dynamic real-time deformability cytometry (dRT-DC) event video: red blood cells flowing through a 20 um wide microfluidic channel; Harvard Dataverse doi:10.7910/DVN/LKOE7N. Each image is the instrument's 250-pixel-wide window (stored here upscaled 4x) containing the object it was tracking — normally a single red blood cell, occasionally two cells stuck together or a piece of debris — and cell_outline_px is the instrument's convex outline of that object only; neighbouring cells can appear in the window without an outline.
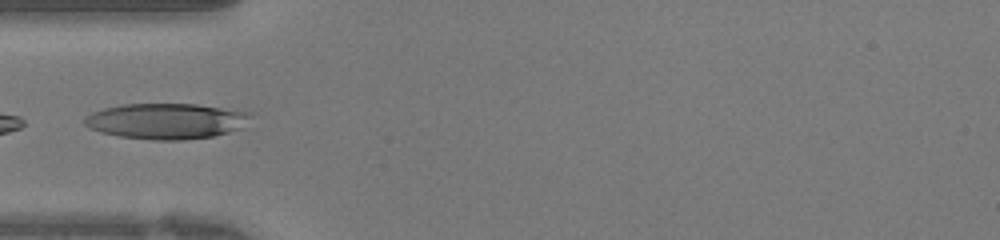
{"species": "human", "species_latin": "Homo sapiens", "temperature_condition": "warm", "stored_images_in_passage": 39, "segment_of_instrument_passage": [2, 2], "camera_frame_rate_fps": 3000, "um_per_image_px": 0.085, "donor": {"sex": "female"}, "frame": {"image": 1, "passage_image": 12, "time_ms": 3.667, "image_size_px": [1000, 240], "cell_outline_px": [[252, 116], [244, 128], [212, 136], [184, 140], [152, 140], [120, 136], [100, 132], [88, 128], [84, 124], [84, 116], [92, 112], [104, 108], [120, 104], [196, 104], [248, 112]], "centroid_in_image_um": [14.11, 10.29], "position_along_channel_um": 70.9, "area_um2": 34.68}}
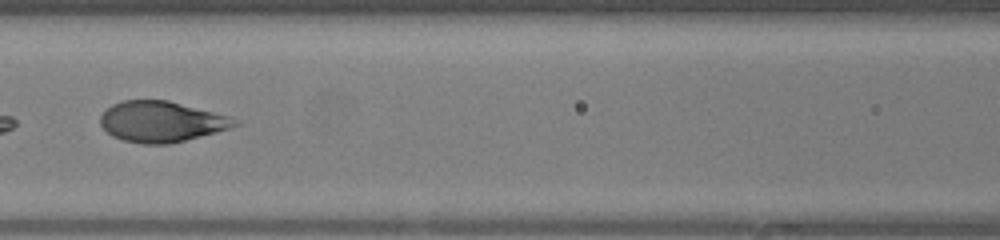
{"frame": {"image": 2, "passage_image": 17, "time_ms": 5.333, "image_size_px": [1000, 240], "cell_outline_px": [[240, 124], [216, 132], [168, 144], [140, 144], [124, 140], [112, 136], [100, 124], [100, 116], [112, 104], [124, 100], [168, 100], [228, 116], [240, 120]], "centroid_in_image_um": [13.71, 10.34], "position_along_channel_um": 152.9, "area_um2": 31.62}}
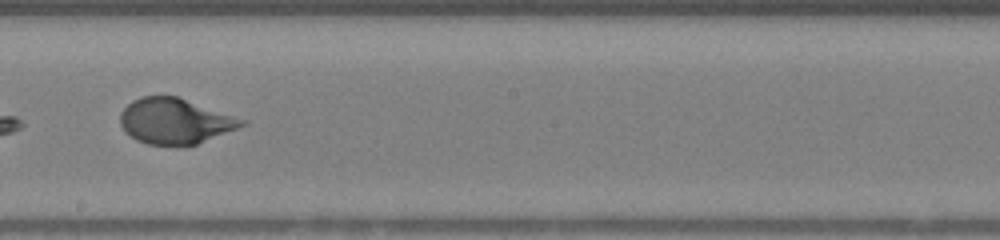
{"frame": {"image": 3, "passage_image": 22, "time_ms": 7.0, "image_size_px": [1000, 240], "cell_outline_px": [[248, 124], [196, 144], [148, 144], [136, 140], [124, 132], [120, 124], [120, 112], [132, 100], [140, 96], [176, 96], [248, 120]], "centroid_in_image_um": [14.86, 10.28], "position_along_channel_um": 233.3, "area_um2": 32.08}}